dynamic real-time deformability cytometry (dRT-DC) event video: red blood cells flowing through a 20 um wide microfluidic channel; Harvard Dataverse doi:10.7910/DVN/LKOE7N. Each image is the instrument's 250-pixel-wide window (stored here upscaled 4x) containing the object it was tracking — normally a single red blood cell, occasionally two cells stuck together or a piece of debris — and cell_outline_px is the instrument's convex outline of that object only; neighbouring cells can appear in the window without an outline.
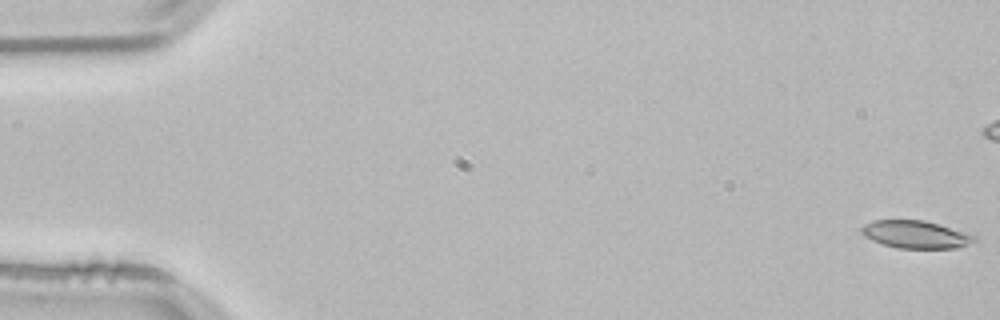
{"species": "common noctule bat (a hibernating species)", "species_latin": "Nyctalus noctula", "temperature_condition": "room temperature", "stored_images_in_passage": 55, "camera_frame_rate_fps": 3000, "um_per_image_px": 0.085, "animal": {"sex": "male", "body_mass_g": 21.5, "forearm_length_mm": 52.0}, "frame": {"image": 1, "passage_image": 1, "time_ms": 0.0, "image_size_px": [1000, 320], "cell_outline_px": [[976, 240], [960, 248], [896, 248], [872, 240], [864, 236], [860, 232], [860, 228], [864, 224], [872, 220], [924, 220], [940, 224], [968, 232], [976, 236]], "centroid_in_image_um": [77.84, 19.92], "position_along_channel_um": 7.2, "area_um2": 18.38}}
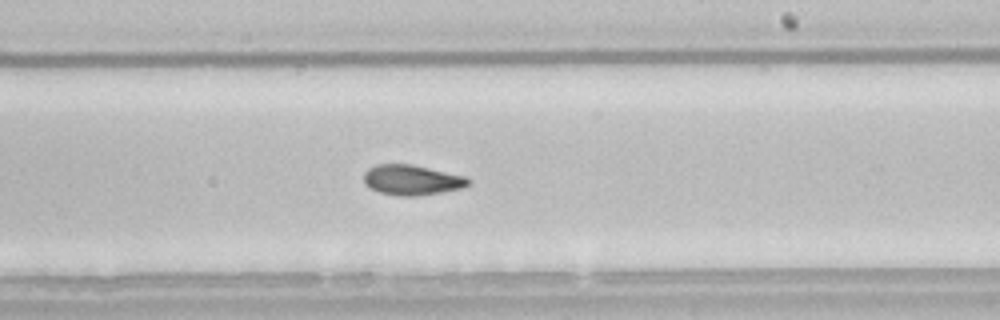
{"frame": {"image": 2, "passage_image": 32, "time_ms": 10.333, "image_size_px": [1000, 320], "cell_outline_px": [[468, 184], [460, 188], [440, 192], [416, 196], [396, 196], [380, 192], [364, 184], [364, 172], [368, 168], [376, 164], [412, 164], [464, 176], [468, 180]], "centroid_in_image_um": [34.94, 15.29], "position_along_channel_um": 254.1, "area_um2": 18.15}}
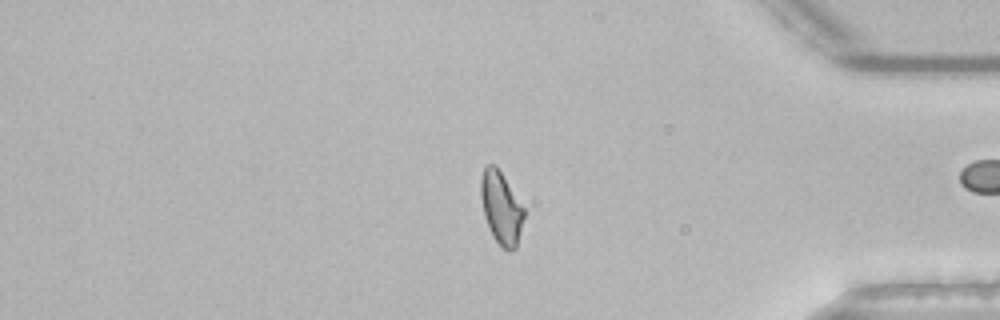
{"frame": {"image": 3, "passage_image": 45, "time_ms": 14.667, "image_size_px": [1000, 320], "cell_outline_px": [[524, 216], [516, 248], [512, 252], [508, 252], [492, 236], [484, 216], [480, 196], [480, 180], [484, 168], [488, 164], [496, 164], [524, 208]], "centroid_in_image_um": [42.58, 17.66], "position_along_channel_um": 392.6, "area_um2": 18.21}, "authors_computed_cell_mechanics": {"area_um2": 18.3804, "velocity_mm_per_s": 3.8232, "shape_relaxation_time_tau1_ms": null, "shape_relaxation_time_tau2_ms": 2.3651, "deformation_change_tau1": null, "deformation_change_tau2": 0.0817}}